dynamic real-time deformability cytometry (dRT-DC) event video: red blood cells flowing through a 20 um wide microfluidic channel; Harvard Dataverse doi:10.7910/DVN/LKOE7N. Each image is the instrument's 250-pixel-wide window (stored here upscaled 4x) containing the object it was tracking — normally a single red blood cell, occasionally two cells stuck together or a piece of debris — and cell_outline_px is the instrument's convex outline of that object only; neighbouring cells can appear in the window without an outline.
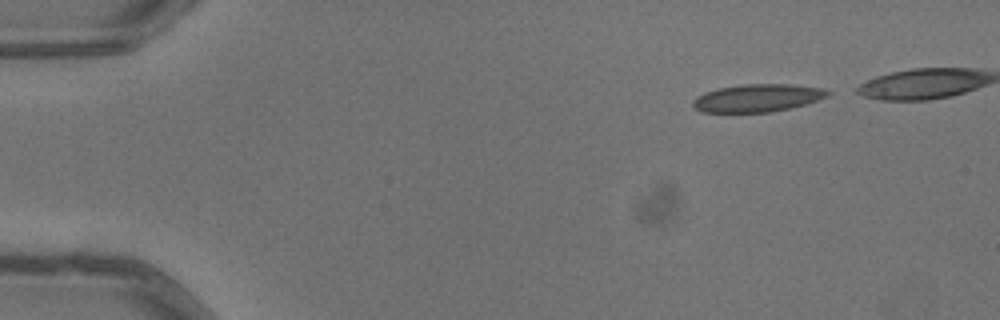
{"species": "common noctule bat (a hibernating species)", "species_latin": "Nyctalus noctula", "temperature_condition": "warm", "stored_images_in_passage": 7, "camera_frame_rate_fps": 3000, "um_per_image_px": 0.085, "animal": {"sex": "male", "body_mass_g": 13.3}, "frame": {"image": 1, "passage_image": 1, "time_ms": 0.0, "image_size_px": [1000, 320], "cell_outline_px": [[832, 92], [828, 96], [804, 104], [788, 108], [768, 112], [700, 112], [692, 104], [692, 100], [696, 96], [704, 92], [716, 88], [744, 84], [788, 84], [824, 88]], "centroid_in_image_um": [64.35, 8.32], "position_along_channel_um": 20.7, "area_um2": 21.73}}
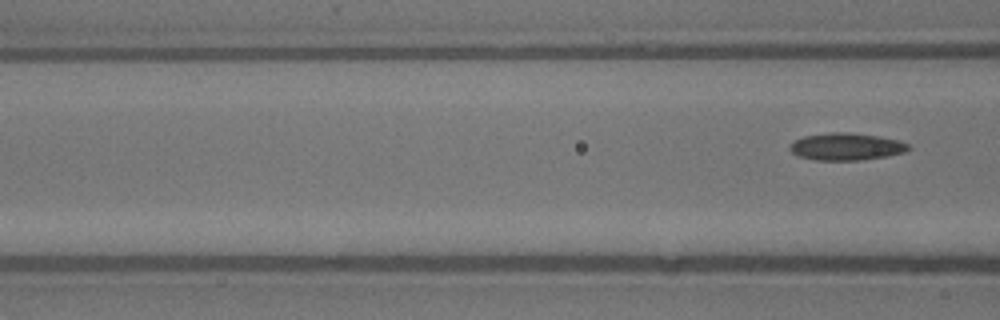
{"frame": {"image": 2, "passage_image": 7, "time_ms": 2.0, "image_size_px": [1000, 320], "cell_outline_px": [[912, 148], [904, 152], [888, 156], [860, 160], [816, 160], [800, 156], [792, 152], [788, 148], [796, 140], [804, 136], [832, 132], [848, 132], [876, 136], [900, 140], [908, 144]], "centroid_in_image_um": [71.97, 12.46], "position_along_channel_um": 94.6, "area_um2": 18.67}}